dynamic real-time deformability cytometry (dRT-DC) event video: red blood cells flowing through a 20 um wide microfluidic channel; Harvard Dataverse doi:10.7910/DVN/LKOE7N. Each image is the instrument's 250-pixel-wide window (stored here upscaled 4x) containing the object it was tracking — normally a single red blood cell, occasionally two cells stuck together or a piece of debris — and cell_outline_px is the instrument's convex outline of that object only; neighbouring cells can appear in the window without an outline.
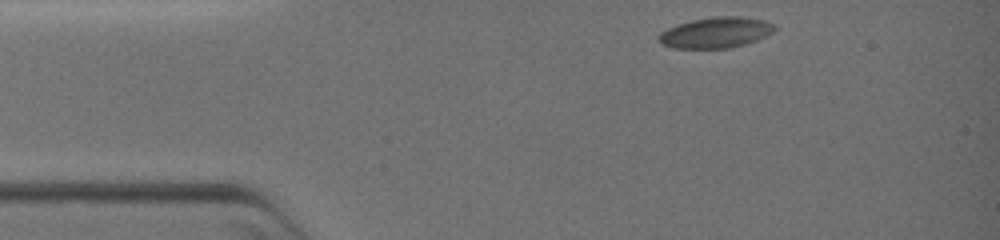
{"species": "common noctule bat (a hibernating species)", "species_latin": "Nyctalus noctula", "temperature_condition": "warm", "stored_images_in_passage": 52, "camera_frame_rate_fps": 3000, "um_per_image_px": 0.085, "animal": {"sex": "female", "body_mass_g": 19.0, "forearm_length_mm": 51.5}, "frame": {"image": 1, "passage_image": 1, "time_ms": 0.0, "image_size_px": [1000, 240], "cell_outline_px": [[776, 28], [772, 32], [756, 40], [744, 44], [728, 48], [672, 48], [660, 44], [660, 32], [668, 28], [692, 20], [716, 16], [736, 16], [764, 20], [772, 24]], "centroid_in_image_um": [60.82, 2.77], "position_along_channel_um": 24.2, "area_um2": 20.4}}
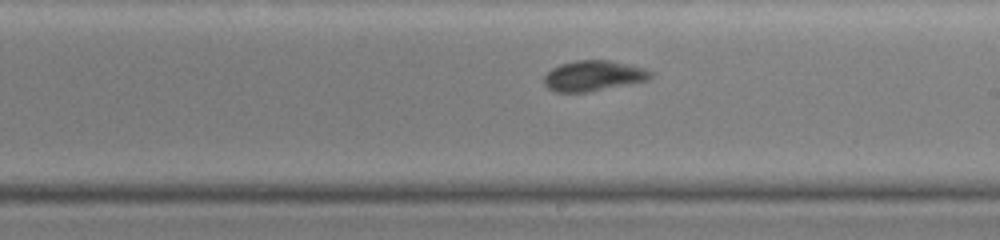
{"frame": {"image": 2, "passage_image": 30, "time_ms": 9.667, "image_size_px": [1000, 240], "cell_outline_px": [[652, 76], [648, 80], [588, 92], [556, 92], [548, 88], [544, 84], [544, 76], [552, 68], [560, 64], [576, 60], [608, 60], [644, 68], [652, 72]], "centroid_in_image_um": [50.41, 6.44], "position_along_channel_um": 238.6, "area_um2": 18.79}}
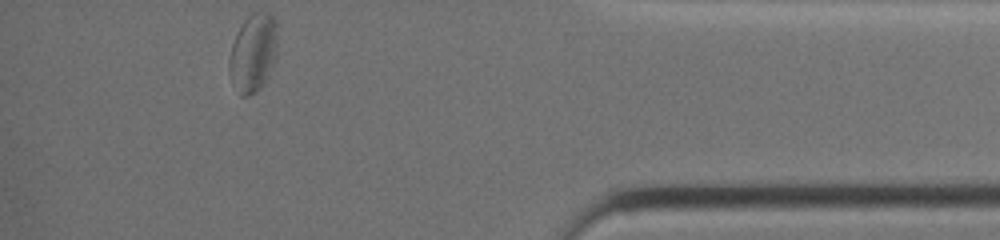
{"frame": {"image": 3, "passage_image": 52, "time_ms": 17.0, "image_size_px": [1000, 240], "cell_outline_px": [[276, 60], [268, 76], [260, 88], [248, 96], [240, 96], [228, 68], [228, 60], [232, 44], [244, 20], [252, 12], [268, 12], [272, 16], [276, 24]], "centroid_in_image_um": [21.52, 4.48], "position_along_channel_um": 413.7, "area_um2": 21.73}}